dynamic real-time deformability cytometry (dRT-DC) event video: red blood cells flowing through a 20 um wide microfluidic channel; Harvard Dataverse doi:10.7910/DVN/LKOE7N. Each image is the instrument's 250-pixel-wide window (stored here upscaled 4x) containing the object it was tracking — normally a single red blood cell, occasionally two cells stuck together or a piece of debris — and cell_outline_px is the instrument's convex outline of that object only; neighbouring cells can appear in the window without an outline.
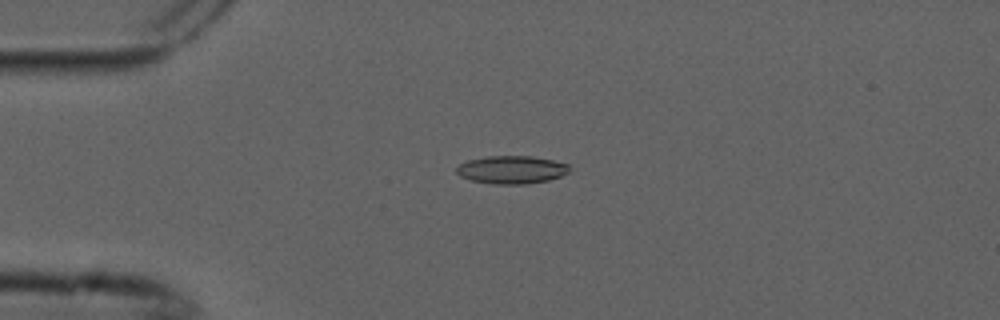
{"species": "common noctule bat (a hibernating species)", "species_latin": "Nyctalus noctula", "temperature_condition": "cold", "stored_images_in_passage": 5, "camera_frame_rate_fps": 3000, "um_per_image_px": 0.085, "animal": {"sex": "male", "forearm_length_mm": 52.5}, "frame": {"image": 1, "passage_image": 4, "time_ms": 1.0, "image_size_px": [1000, 320], "cell_outline_px": [[572, 168], [568, 172], [560, 176], [548, 180], [524, 184], [496, 184], [472, 180], [460, 176], [456, 172], [456, 168], [460, 164], [468, 160], [488, 156], [532, 156], [552, 160], [568, 164]], "centroid_in_image_um": [43.5, 14.42], "position_along_channel_um": 41.5, "area_um2": 18.26}}